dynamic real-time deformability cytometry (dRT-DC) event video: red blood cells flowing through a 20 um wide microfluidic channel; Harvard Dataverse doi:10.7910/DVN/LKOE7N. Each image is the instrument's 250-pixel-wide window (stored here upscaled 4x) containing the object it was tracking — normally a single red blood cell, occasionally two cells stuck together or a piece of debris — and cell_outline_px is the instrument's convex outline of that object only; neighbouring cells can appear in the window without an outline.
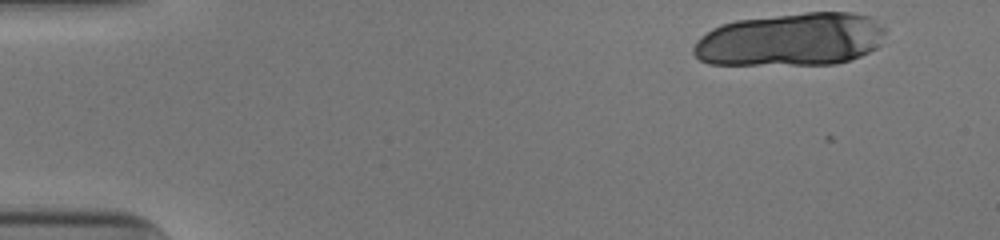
{"species": "human", "species_latin": "Homo sapiens", "temperature_condition": "cold", "stored_images_in_passage": 16, "camera_frame_rate_fps": 3000, "um_per_image_px": 0.085, "donor": {"sex": "male"}, "frame": {"image": 1, "passage_image": 1, "time_ms": 0.0, "image_size_px": [1000, 240], "cell_outline_px": [[888, 28], [880, 44], [876, 48], [860, 56], [836, 64], [708, 64], [700, 60], [692, 52], [692, 48], [696, 40], [700, 36], [712, 28], [720, 24], [736, 20], [804, 12], [852, 12], [868, 16]], "centroid_in_image_um": [67.23, 3.35], "position_along_channel_um": 17.8, "area_um2": 59.82}}